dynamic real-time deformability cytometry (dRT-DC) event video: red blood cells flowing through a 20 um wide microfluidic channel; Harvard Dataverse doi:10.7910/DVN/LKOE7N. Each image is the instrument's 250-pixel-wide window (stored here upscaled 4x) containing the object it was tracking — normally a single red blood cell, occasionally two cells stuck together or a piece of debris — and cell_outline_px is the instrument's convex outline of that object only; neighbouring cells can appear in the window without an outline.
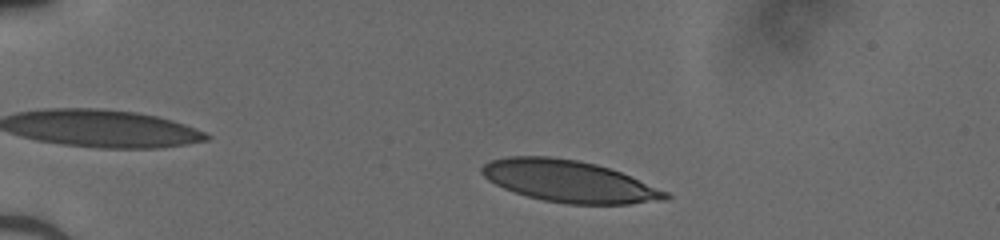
{"species": "human", "species_latin": "Homo sapiens", "temperature_condition": "cold", "stored_images_in_passage": 40, "camera_frame_rate_fps": 3000, "um_per_image_px": 0.085, "donor": {"sex": "male"}, "frame": {"image": 1, "passage_image": 4, "time_ms": 1.0, "image_size_px": [1000, 240], "cell_outline_px": [[672, 196], [664, 200], [628, 204], [568, 204], [544, 200], [528, 196], [504, 188], [488, 180], [480, 172], [480, 168], [484, 164], [492, 160], [512, 156], [548, 156], [576, 160], [596, 164], [620, 172], [668, 192]], "centroid_in_image_um": [48.36, 15.41], "position_along_channel_um": 36.6, "area_um2": 44.27}}
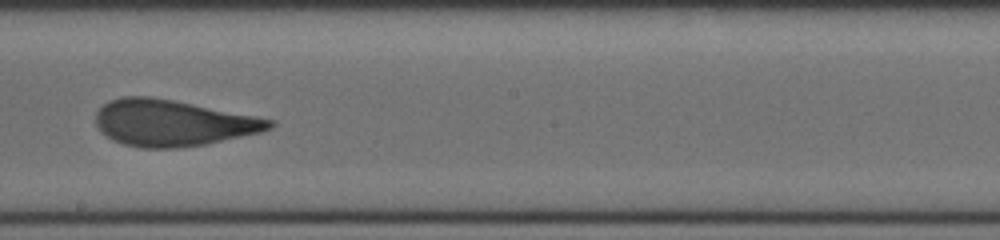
{"frame": {"image": 2, "passage_image": 23, "time_ms": 7.333, "image_size_px": [1000, 240], "cell_outline_px": [[276, 124], [272, 128], [260, 132], [204, 144], [180, 148], [140, 148], [124, 144], [112, 140], [100, 132], [96, 124], [96, 112], [108, 100], [124, 96], [148, 96], [172, 100], [256, 116], [276, 120]], "centroid_in_image_um": [14.65, 10.45], "position_along_channel_um": 233.6, "area_um2": 46.76}}
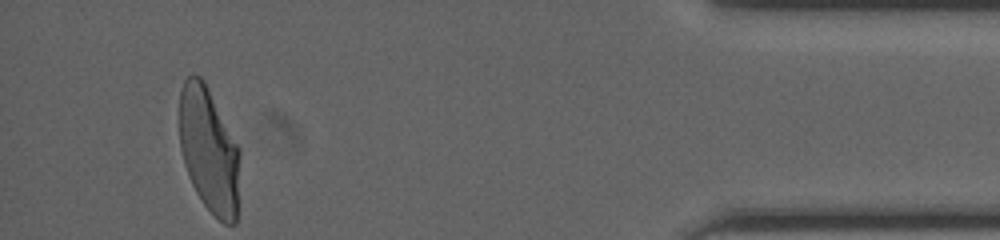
{"frame": {"image": 3, "passage_image": 40, "time_ms": 13.0, "image_size_px": [1000, 240], "cell_outline_px": [[240, 156], [236, 224], [224, 224], [204, 204], [196, 192], [192, 184], [184, 164], [180, 148], [180, 88], [184, 80], [192, 72], [200, 76], [204, 80], [240, 148]], "centroid_in_image_um": [17.77, 12.73], "position_along_channel_um": 417.4, "area_um2": 44.27}}